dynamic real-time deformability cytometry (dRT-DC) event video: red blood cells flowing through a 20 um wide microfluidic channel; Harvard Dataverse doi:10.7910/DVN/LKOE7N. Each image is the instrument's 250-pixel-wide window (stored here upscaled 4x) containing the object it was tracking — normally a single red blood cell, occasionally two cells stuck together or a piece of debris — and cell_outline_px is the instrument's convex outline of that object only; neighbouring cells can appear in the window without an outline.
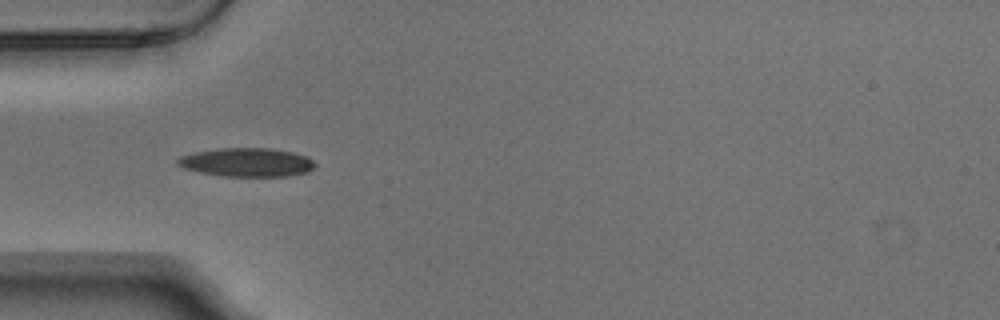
{"species": "Egyptian fruit bat (a non-hibernating species)", "species_latin": "Rousettus aegyptiacus", "temperature_condition": "warm", "stored_images_in_passage": 6, "camera_frame_rate_fps": 3000, "um_per_image_px": 0.085, "animal": {"sex": "male"}, "frame": {"image": 1, "passage_image": 4, "time_ms": 1.0, "image_size_px": [1000, 320], "cell_outline_px": [[316, 164], [308, 172], [288, 176], [224, 176], [200, 172], [184, 168], [176, 164], [176, 160], [180, 156], [196, 152], [220, 148], [272, 148], [292, 152], [308, 156]], "centroid_in_image_um": [20.99, 13.79], "position_along_channel_um": 64.0, "area_um2": 22.95}}
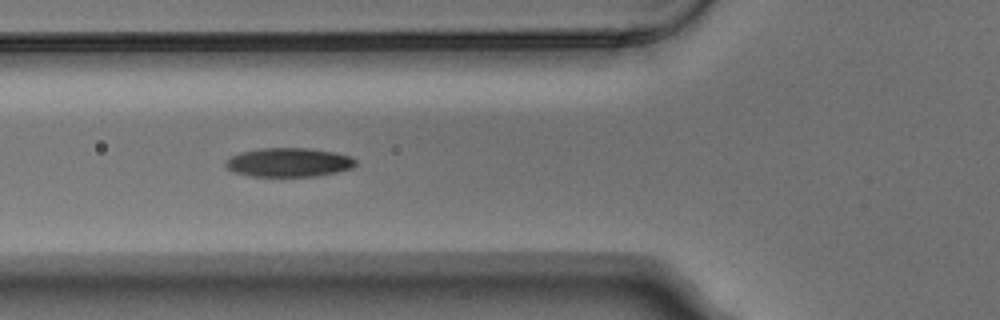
{"frame": {"image": 2, "passage_image": 5, "time_ms": 1.333, "image_size_px": [1000, 320], "cell_outline_px": [[356, 164], [352, 168], [336, 172], [316, 176], [248, 176], [236, 172], [228, 168], [224, 164], [224, 160], [240, 152], [260, 148], [308, 148], [336, 152], [352, 156], [356, 160]], "centroid_in_image_um": [24.56, 13.79], "position_along_channel_um": 101.2, "area_um2": 22.02}}
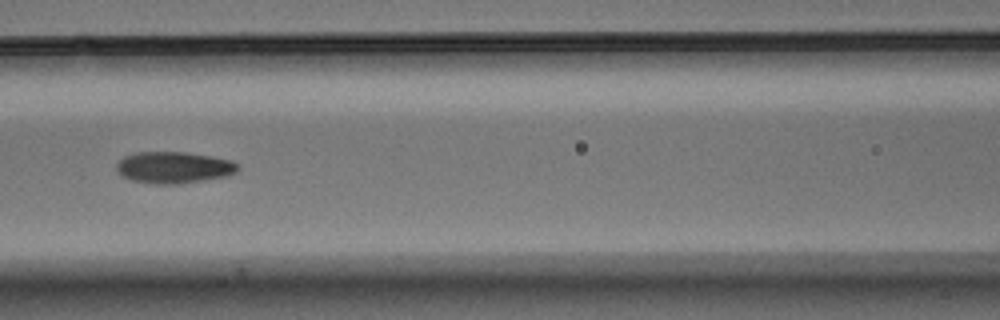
{"frame": {"image": 3, "passage_image": 6, "time_ms": 1.667, "image_size_px": [1000, 320], "cell_outline_px": [[240, 168], [236, 172], [228, 176], [180, 184], [156, 184], [132, 180], [124, 176], [116, 168], [116, 164], [124, 156], [136, 152], [184, 152], [212, 156], [232, 160]], "centroid_in_image_um": [14.8, 14.23], "position_along_channel_um": 151.8, "area_um2": 22.31}}